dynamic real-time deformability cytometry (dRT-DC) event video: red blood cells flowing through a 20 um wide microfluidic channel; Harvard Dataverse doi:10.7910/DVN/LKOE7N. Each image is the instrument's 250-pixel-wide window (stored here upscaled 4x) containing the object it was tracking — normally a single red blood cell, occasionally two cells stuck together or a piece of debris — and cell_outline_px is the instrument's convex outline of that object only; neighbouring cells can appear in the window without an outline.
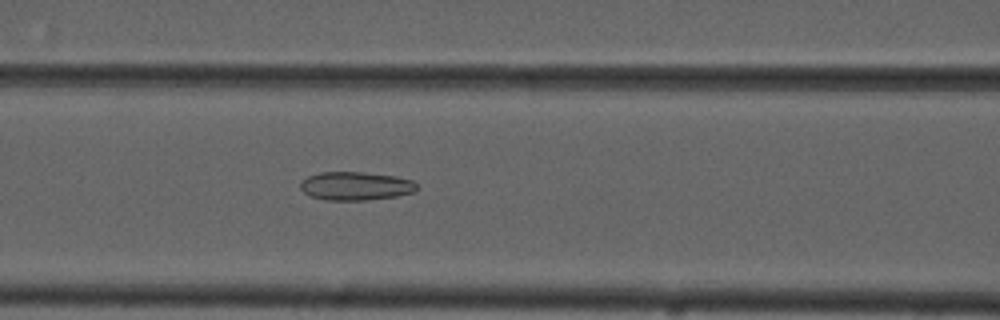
{"species": "common noctule bat (a hibernating species)", "species_latin": "Nyctalus noctula", "temperature_condition": "cold", "stored_images_in_passage": 38, "camera_frame_rate_fps": 3000, "um_per_image_px": 0.085, "animal": {"sex": "male", "forearm_length_mm": 52.5}, "frame": {"image": 1, "passage_image": 6, "time_ms": 1.667, "image_size_px": [1000, 320], "cell_outline_px": [[416, 188], [412, 192], [396, 196], [364, 200], [328, 200], [312, 196], [304, 192], [300, 188], [300, 184], [308, 176], [320, 172], [360, 172], [396, 176], [412, 180], [416, 184]], "centroid_in_image_um": [30.22, 15.8], "position_along_channel_um": 136.4, "area_um2": 19.02}}
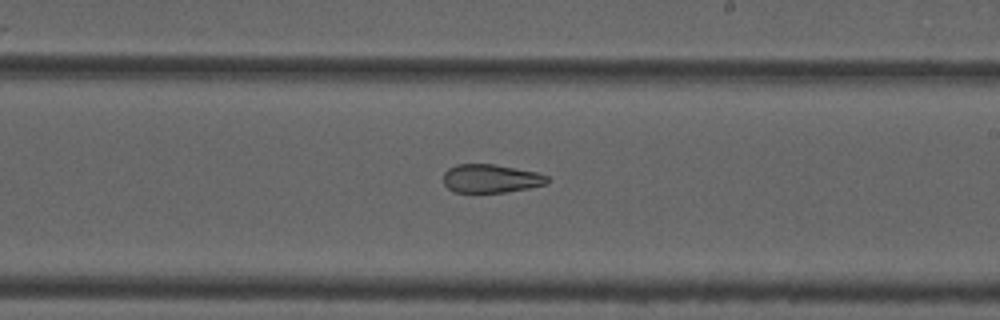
{"frame": {"image": 2, "passage_image": 15, "time_ms": 4.667, "image_size_px": [1000, 320], "cell_outline_px": [[548, 184], [528, 188], [504, 192], [452, 192], [444, 184], [444, 172], [448, 168], [456, 164], [496, 164], [536, 172], [548, 176]], "centroid_in_image_um": [41.71, 15.17], "position_along_channel_um": 247.3, "area_um2": 17.28}}
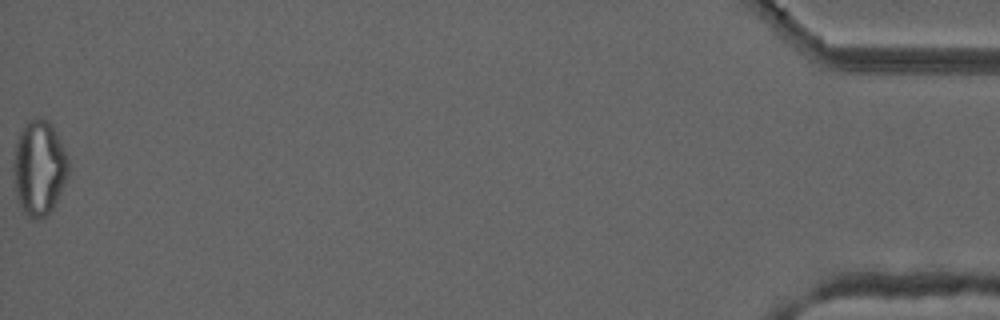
{"frame": {"image": 3, "passage_image": 38, "time_ms": 12.333, "image_size_px": [1000, 320], "cell_outline_px": [[68, 176], [56, 204], [44, 216], [36, 220], [32, 220], [20, 208], [16, 196], [12, 172], [12, 168], [16, 140], [20, 132], [28, 120], [36, 116], [48, 120], [52, 124], [56, 132], [68, 160]], "centroid_in_image_um": [3.3, 14.27], "position_along_channel_um": 431.9, "area_um2": 30.75}, "authors_computed_cell_mechanics": {"area_um2": 19.7387, "velocity_mm_per_s": 3.7064, "shape_relaxation_time_tau1_ms": null, "shape_relaxation_time_tau2_ms": 2.8814, "deformation_change_tau1": null, "deformation_change_tau2": 0.105}}